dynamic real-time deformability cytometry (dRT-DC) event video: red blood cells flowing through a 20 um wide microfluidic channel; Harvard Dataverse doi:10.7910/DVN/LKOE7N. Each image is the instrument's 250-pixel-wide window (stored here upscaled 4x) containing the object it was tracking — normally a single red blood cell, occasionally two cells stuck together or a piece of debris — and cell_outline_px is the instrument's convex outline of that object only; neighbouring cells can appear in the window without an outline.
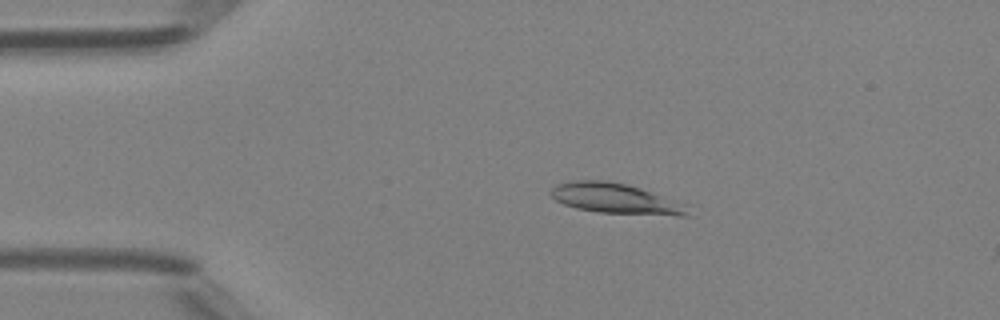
{"species": "Egyptian fruit bat (a non-hibernating species)", "species_latin": "Rousettus aegyptiacus", "temperature_condition": "room temperature", "stored_images_in_passage": 46, "camera_frame_rate_fps": 3000, "um_per_image_px": 0.085, "animal": {"sex": "female"}, "frame": {"image": 1, "passage_image": 7, "time_ms": 2.0, "image_size_px": [1000, 320], "cell_outline_px": [[692, 216], [676, 216], [600, 212], [576, 208], [564, 204], [556, 200], [548, 192], [556, 184], [576, 180], [604, 180], [628, 184], [640, 188], [684, 204]], "centroid_in_image_um": [52.31, 16.88], "position_along_channel_um": 32.7, "area_um2": 24.04}}
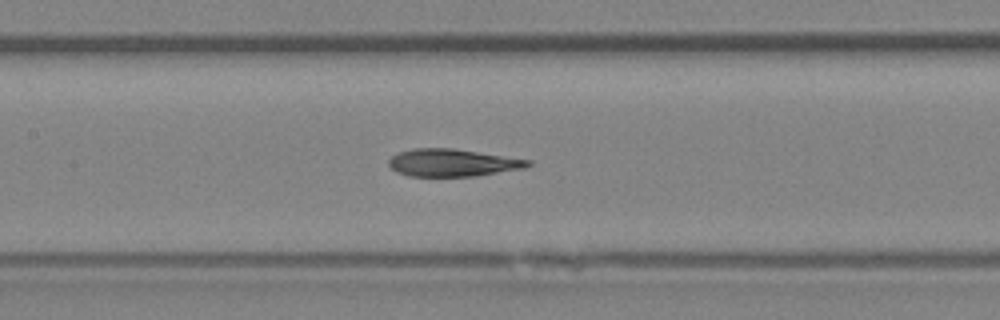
{"frame": {"image": 2, "passage_image": 20, "time_ms": 6.333, "image_size_px": [1000, 320], "cell_outline_px": [[532, 164], [524, 168], [476, 176], [408, 176], [396, 172], [388, 164], [388, 160], [396, 152], [412, 148], [452, 148], [532, 160]], "centroid_in_image_um": [38.43, 13.83], "position_along_channel_um": 169.0, "area_um2": 22.37}}
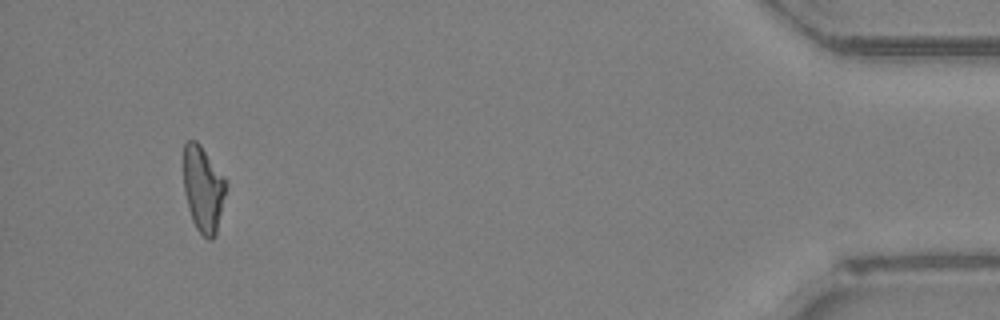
{"frame": {"image": 3, "passage_image": 43, "time_ms": 14.0, "image_size_px": [1000, 320], "cell_outline_px": [[228, 184], [216, 236], [212, 240], [208, 240], [196, 228], [192, 220], [188, 208], [184, 192], [184, 144], [188, 140], [196, 140], [200, 144], [228, 180]], "centroid_in_image_um": [17.3, 16.07], "position_along_channel_um": 417.9, "area_um2": 21.68}, "authors_computed_cell_mechanics": {"area_um2": 22.9755, "velocity_mm_per_s": 4.2008, "shape_relaxation_time_tau1_ms": null, "shape_relaxation_time_tau2_ms": 3.336, "deformation_change_tau1": null, "deformation_change_tau2": 0.1113}}